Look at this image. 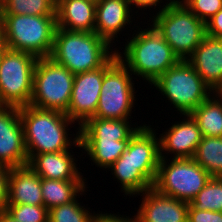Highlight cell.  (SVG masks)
Listing matches in <instances>:
<instances>
[{
  "mask_svg": "<svg viewBox=\"0 0 222 222\" xmlns=\"http://www.w3.org/2000/svg\"><path fill=\"white\" fill-rule=\"evenodd\" d=\"M183 116V121L172 124L159 135L160 158H165V153L173 154L174 159L194 157L203 136L193 117L190 114Z\"/></svg>",
  "mask_w": 222,
  "mask_h": 222,
  "instance_id": "obj_14",
  "label": "cell"
},
{
  "mask_svg": "<svg viewBox=\"0 0 222 222\" xmlns=\"http://www.w3.org/2000/svg\"><path fill=\"white\" fill-rule=\"evenodd\" d=\"M214 93L222 101V84L214 91Z\"/></svg>",
  "mask_w": 222,
  "mask_h": 222,
  "instance_id": "obj_38",
  "label": "cell"
},
{
  "mask_svg": "<svg viewBox=\"0 0 222 222\" xmlns=\"http://www.w3.org/2000/svg\"><path fill=\"white\" fill-rule=\"evenodd\" d=\"M132 10L128 0H101L96 4L95 33L113 46L116 35L132 24Z\"/></svg>",
  "mask_w": 222,
  "mask_h": 222,
  "instance_id": "obj_17",
  "label": "cell"
},
{
  "mask_svg": "<svg viewBox=\"0 0 222 222\" xmlns=\"http://www.w3.org/2000/svg\"><path fill=\"white\" fill-rule=\"evenodd\" d=\"M132 73L117 58L104 72L102 89L93 118L130 119L136 101Z\"/></svg>",
  "mask_w": 222,
  "mask_h": 222,
  "instance_id": "obj_11",
  "label": "cell"
},
{
  "mask_svg": "<svg viewBox=\"0 0 222 222\" xmlns=\"http://www.w3.org/2000/svg\"><path fill=\"white\" fill-rule=\"evenodd\" d=\"M190 204L197 210L222 212V177H211Z\"/></svg>",
  "mask_w": 222,
  "mask_h": 222,
  "instance_id": "obj_27",
  "label": "cell"
},
{
  "mask_svg": "<svg viewBox=\"0 0 222 222\" xmlns=\"http://www.w3.org/2000/svg\"><path fill=\"white\" fill-rule=\"evenodd\" d=\"M137 210L140 222H187L190 203L159 193L153 187L142 192Z\"/></svg>",
  "mask_w": 222,
  "mask_h": 222,
  "instance_id": "obj_15",
  "label": "cell"
},
{
  "mask_svg": "<svg viewBox=\"0 0 222 222\" xmlns=\"http://www.w3.org/2000/svg\"><path fill=\"white\" fill-rule=\"evenodd\" d=\"M86 180H55L41 178V190L44 206L50 210L62 204L74 201L86 192Z\"/></svg>",
  "mask_w": 222,
  "mask_h": 222,
  "instance_id": "obj_22",
  "label": "cell"
},
{
  "mask_svg": "<svg viewBox=\"0 0 222 222\" xmlns=\"http://www.w3.org/2000/svg\"><path fill=\"white\" fill-rule=\"evenodd\" d=\"M6 48H7L6 43L4 42V39H3L2 35L0 34V61H1L2 55L5 52Z\"/></svg>",
  "mask_w": 222,
  "mask_h": 222,
  "instance_id": "obj_37",
  "label": "cell"
},
{
  "mask_svg": "<svg viewBox=\"0 0 222 222\" xmlns=\"http://www.w3.org/2000/svg\"><path fill=\"white\" fill-rule=\"evenodd\" d=\"M57 0H1L0 14L56 16Z\"/></svg>",
  "mask_w": 222,
  "mask_h": 222,
  "instance_id": "obj_26",
  "label": "cell"
},
{
  "mask_svg": "<svg viewBox=\"0 0 222 222\" xmlns=\"http://www.w3.org/2000/svg\"><path fill=\"white\" fill-rule=\"evenodd\" d=\"M134 34L124 45L123 55L119 50L116 51L118 59L133 75L142 77L152 84L180 61L152 24L143 30L140 27Z\"/></svg>",
  "mask_w": 222,
  "mask_h": 222,
  "instance_id": "obj_3",
  "label": "cell"
},
{
  "mask_svg": "<svg viewBox=\"0 0 222 222\" xmlns=\"http://www.w3.org/2000/svg\"><path fill=\"white\" fill-rule=\"evenodd\" d=\"M206 35L222 39V9L206 22Z\"/></svg>",
  "mask_w": 222,
  "mask_h": 222,
  "instance_id": "obj_33",
  "label": "cell"
},
{
  "mask_svg": "<svg viewBox=\"0 0 222 222\" xmlns=\"http://www.w3.org/2000/svg\"><path fill=\"white\" fill-rule=\"evenodd\" d=\"M70 150L34 154L28 159V166L41 178L55 180H85L78 171L77 160Z\"/></svg>",
  "mask_w": 222,
  "mask_h": 222,
  "instance_id": "obj_18",
  "label": "cell"
},
{
  "mask_svg": "<svg viewBox=\"0 0 222 222\" xmlns=\"http://www.w3.org/2000/svg\"><path fill=\"white\" fill-rule=\"evenodd\" d=\"M166 158H160L153 188L161 194L191 203L212 176L193 158Z\"/></svg>",
  "mask_w": 222,
  "mask_h": 222,
  "instance_id": "obj_9",
  "label": "cell"
},
{
  "mask_svg": "<svg viewBox=\"0 0 222 222\" xmlns=\"http://www.w3.org/2000/svg\"><path fill=\"white\" fill-rule=\"evenodd\" d=\"M190 115L197 122L202 136L222 137V101L215 93Z\"/></svg>",
  "mask_w": 222,
  "mask_h": 222,
  "instance_id": "obj_24",
  "label": "cell"
},
{
  "mask_svg": "<svg viewBox=\"0 0 222 222\" xmlns=\"http://www.w3.org/2000/svg\"><path fill=\"white\" fill-rule=\"evenodd\" d=\"M5 210L18 222H48L49 210L44 205L7 204Z\"/></svg>",
  "mask_w": 222,
  "mask_h": 222,
  "instance_id": "obj_29",
  "label": "cell"
},
{
  "mask_svg": "<svg viewBox=\"0 0 222 222\" xmlns=\"http://www.w3.org/2000/svg\"><path fill=\"white\" fill-rule=\"evenodd\" d=\"M168 2L152 16L151 23L179 59L187 60L206 36V23L180 0Z\"/></svg>",
  "mask_w": 222,
  "mask_h": 222,
  "instance_id": "obj_6",
  "label": "cell"
},
{
  "mask_svg": "<svg viewBox=\"0 0 222 222\" xmlns=\"http://www.w3.org/2000/svg\"><path fill=\"white\" fill-rule=\"evenodd\" d=\"M130 140L115 139H80L83 151L91 157L95 166L109 168L126 151Z\"/></svg>",
  "mask_w": 222,
  "mask_h": 222,
  "instance_id": "obj_23",
  "label": "cell"
},
{
  "mask_svg": "<svg viewBox=\"0 0 222 222\" xmlns=\"http://www.w3.org/2000/svg\"><path fill=\"white\" fill-rule=\"evenodd\" d=\"M187 61L215 91L222 84V39L206 35Z\"/></svg>",
  "mask_w": 222,
  "mask_h": 222,
  "instance_id": "obj_16",
  "label": "cell"
},
{
  "mask_svg": "<svg viewBox=\"0 0 222 222\" xmlns=\"http://www.w3.org/2000/svg\"><path fill=\"white\" fill-rule=\"evenodd\" d=\"M121 216V217H120ZM95 222H140L139 218L135 214L133 218H130L129 216H122V215H116L111 213H104L102 212L97 213L96 221Z\"/></svg>",
  "mask_w": 222,
  "mask_h": 222,
  "instance_id": "obj_34",
  "label": "cell"
},
{
  "mask_svg": "<svg viewBox=\"0 0 222 222\" xmlns=\"http://www.w3.org/2000/svg\"><path fill=\"white\" fill-rule=\"evenodd\" d=\"M97 214L89 212L78 203L77 198L49 210L48 222H95Z\"/></svg>",
  "mask_w": 222,
  "mask_h": 222,
  "instance_id": "obj_28",
  "label": "cell"
},
{
  "mask_svg": "<svg viewBox=\"0 0 222 222\" xmlns=\"http://www.w3.org/2000/svg\"><path fill=\"white\" fill-rule=\"evenodd\" d=\"M0 222H18L6 210L0 211Z\"/></svg>",
  "mask_w": 222,
  "mask_h": 222,
  "instance_id": "obj_36",
  "label": "cell"
},
{
  "mask_svg": "<svg viewBox=\"0 0 222 222\" xmlns=\"http://www.w3.org/2000/svg\"><path fill=\"white\" fill-rule=\"evenodd\" d=\"M130 8L132 6H136L139 10H147V8H152V6L157 7V5L160 6V3H162V0H128ZM142 8V9H140Z\"/></svg>",
  "mask_w": 222,
  "mask_h": 222,
  "instance_id": "obj_35",
  "label": "cell"
},
{
  "mask_svg": "<svg viewBox=\"0 0 222 222\" xmlns=\"http://www.w3.org/2000/svg\"><path fill=\"white\" fill-rule=\"evenodd\" d=\"M193 159L212 177H222V137L203 136Z\"/></svg>",
  "mask_w": 222,
  "mask_h": 222,
  "instance_id": "obj_25",
  "label": "cell"
},
{
  "mask_svg": "<svg viewBox=\"0 0 222 222\" xmlns=\"http://www.w3.org/2000/svg\"><path fill=\"white\" fill-rule=\"evenodd\" d=\"M74 76L69 69L50 57L38 58L33 76L30 105L67 113Z\"/></svg>",
  "mask_w": 222,
  "mask_h": 222,
  "instance_id": "obj_8",
  "label": "cell"
},
{
  "mask_svg": "<svg viewBox=\"0 0 222 222\" xmlns=\"http://www.w3.org/2000/svg\"><path fill=\"white\" fill-rule=\"evenodd\" d=\"M91 2H94L95 4L99 3L101 0H89Z\"/></svg>",
  "mask_w": 222,
  "mask_h": 222,
  "instance_id": "obj_39",
  "label": "cell"
},
{
  "mask_svg": "<svg viewBox=\"0 0 222 222\" xmlns=\"http://www.w3.org/2000/svg\"><path fill=\"white\" fill-rule=\"evenodd\" d=\"M37 59L33 54L6 48L0 61V105L30 104Z\"/></svg>",
  "mask_w": 222,
  "mask_h": 222,
  "instance_id": "obj_10",
  "label": "cell"
},
{
  "mask_svg": "<svg viewBox=\"0 0 222 222\" xmlns=\"http://www.w3.org/2000/svg\"><path fill=\"white\" fill-rule=\"evenodd\" d=\"M0 164L9 168L28 164L19 107L0 105Z\"/></svg>",
  "mask_w": 222,
  "mask_h": 222,
  "instance_id": "obj_13",
  "label": "cell"
},
{
  "mask_svg": "<svg viewBox=\"0 0 222 222\" xmlns=\"http://www.w3.org/2000/svg\"><path fill=\"white\" fill-rule=\"evenodd\" d=\"M151 85L166 96L180 115L190 114L214 93L187 60H180Z\"/></svg>",
  "mask_w": 222,
  "mask_h": 222,
  "instance_id": "obj_7",
  "label": "cell"
},
{
  "mask_svg": "<svg viewBox=\"0 0 222 222\" xmlns=\"http://www.w3.org/2000/svg\"><path fill=\"white\" fill-rule=\"evenodd\" d=\"M118 58L115 53L102 67L77 73L66 115L81 127L93 118L99 102L105 70Z\"/></svg>",
  "mask_w": 222,
  "mask_h": 222,
  "instance_id": "obj_12",
  "label": "cell"
},
{
  "mask_svg": "<svg viewBox=\"0 0 222 222\" xmlns=\"http://www.w3.org/2000/svg\"><path fill=\"white\" fill-rule=\"evenodd\" d=\"M111 46L95 32L67 31L57 27L50 58L77 74L102 67L116 53Z\"/></svg>",
  "mask_w": 222,
  "mask_h": 222,
  "instance_id": "obj_4",
  "label": "cell"
},
{
  "mask_svg": "<svg viewBox=\"0 0 222 222\" xmlns=\"http://www.w3.org/2000/svg\"><path fill=\"white\" fill-rule=\"evenodd\" d=\"M137 126V127H136ZM129 124L128 119L90 118L80 129V139H115L116 141L130 140L142 127Z\"/></svg>",
  "mask_w": 222,
  "mask_h": 222,
  "instance_id": "obj_21",
  "label": "cell"
},
{
  "mask_svg": "<svg viewBox=\"0 0 222 222\" xmlns=\"http://www.w3.org/2000/svg\"><path fill=\"white\" fill-rule=\"evenodd\" d=\"M160 162L159 138L149 125L131 137L126 151L107 169L121 183L128 196L140 195L153 187Z\"/></svg>",
  "mask_w": 222,
  "mask_h": 222,
  "instance_id": "obj_1",
  "label": "cell"
},
{
  "mask_svg": "<svg viewBox=\"0 0 222 222\" xmlns=\"http://www.w3.org/2000/svg\"><path fill=\"white\" fill-rule=\"evenodd\" d=\"M180 2L205 23L222 9V0H182Z\"/></svg>",
  "mask_w": 222,
  "mask_h": 222,
  "instance_id": "obj_30",
  "label": "cell"
},
{
  "mask_svg": "<svg viewBox=\"0 0 222 222\" xmlns=\"http://www.w3.org/2000/svg\"><path fill=\"white\" fill-rule=\"evenodd\" d=\"M7 204L44 205L41 177L28 165L10 168Z\"/></svg>",
  "mask_w": 222,
  "mask_h": 222,
  "instance_id": "obj_19",
  "label": "cell"
},
{
  "mask_svg": "<svg viewBox=\"0 0 222 222\" xmlns=\"http://www.w3.org/2000/svg\"><path fill=\"white\" fill-rule=\"evenodd\" d=\"M57 28L56 16L0 14V34L7 48L50 57Z\"/></svg>",
  "mask_w": 222,
  "mask_h": 222,
  "instance_id": "obj_5",
  "label": "cell"
},
{
  "mask_svg": "<svg viewBox=\"0 0 222 222\" xmlns=\"http://www.w3.org/2000/svg\"><path fill=\"white\" fill-rule=\"evenodd\" d=\"M19 114L28 159L34 154L69 150L73 145L82 148L80 129L73 139L68 137V125L76 122L65 113L29 104L19 107Z\"/></svg>",
  "mask_w": 222,
  "mask_h": 222,
  "instance_id": "obj_2",
  "label": "cell"
},
{
  "mask_svg": "<svg viewBox=\"0 0 222 222\" xmlns=\"http://www.w3.org/2000/svg\"><path fill=\"white\" fill-rule=\"evenodd\" d=\"M96 4L89 0H57V27L67 31L95 32Z\"/></svg>",
  "mask_w": 222,
  "mask_h": 222,
  "instance_id": "obj_20",
  "label": "cell"
},
{
  "mask_svg": "<svg viewBox=\"0 0 222 222\" xmlns=\"http://www.w3.org/2000/svg\"><path fill=\"white\" fill-rule=\"evenodd\" d=\"M9 171V167L0 164V211L6 209L8 202Z\"/></svg>",
  "mask_w": 222,
  "mask_h": 222,
  "instance_id": "obj_32",
  "label": "cell"
},
{
  "mask_svg": "<svg viewBox=\"0 0 222 222\" xmlns=\"http://www.w3.org/2000/svg\"><path fill=\"white\" fill-rule=\"evenodd\" d=\"M187 222H222V212L197 210L190 204Z\"/></svg>",
  "mask_w": 222,
  "mask_h": 222,
  "instance_id": "obj_31",
  "label": "cell"
}]
</instances>
